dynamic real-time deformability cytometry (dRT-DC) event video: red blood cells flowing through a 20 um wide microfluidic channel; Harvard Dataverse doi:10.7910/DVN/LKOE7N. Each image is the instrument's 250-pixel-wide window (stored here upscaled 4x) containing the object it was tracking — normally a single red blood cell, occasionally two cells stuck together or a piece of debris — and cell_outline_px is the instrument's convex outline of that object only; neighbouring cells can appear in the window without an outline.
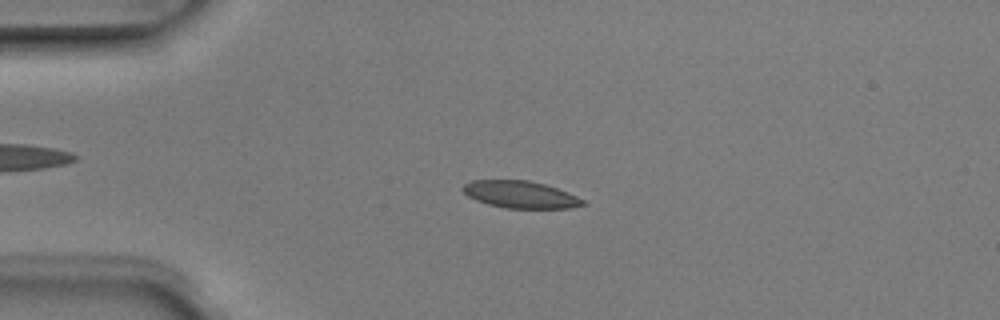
{"species": "Egyptian fruit bat (a non-hibernating species)", "species_latin": "Rousettus aegyptiacus", "temperature_condition": "room temperature", "stored_images_in_passage": 6, "camera_frame_rate_fps": 3000, "um_per_image_px": 0.085, "animal": {"sex": "male"}, "frame": {"image": 1, "passage_image": 5, "time_ms": 1.333, "image_size_px": [1000, 320], "cell_outline_px": [[588, 204], [568, 208], [504, 208], [488, 204], [476, 200], [468, 196], [460, 188], [464, 184], [472, 180], [528, 180], [544, 184], [568, 192], [584, 200]], "centroid_in_image_um": [44.22, 16.53], "position_along_channel_um": 40.8, "area_um2": 18.96}}